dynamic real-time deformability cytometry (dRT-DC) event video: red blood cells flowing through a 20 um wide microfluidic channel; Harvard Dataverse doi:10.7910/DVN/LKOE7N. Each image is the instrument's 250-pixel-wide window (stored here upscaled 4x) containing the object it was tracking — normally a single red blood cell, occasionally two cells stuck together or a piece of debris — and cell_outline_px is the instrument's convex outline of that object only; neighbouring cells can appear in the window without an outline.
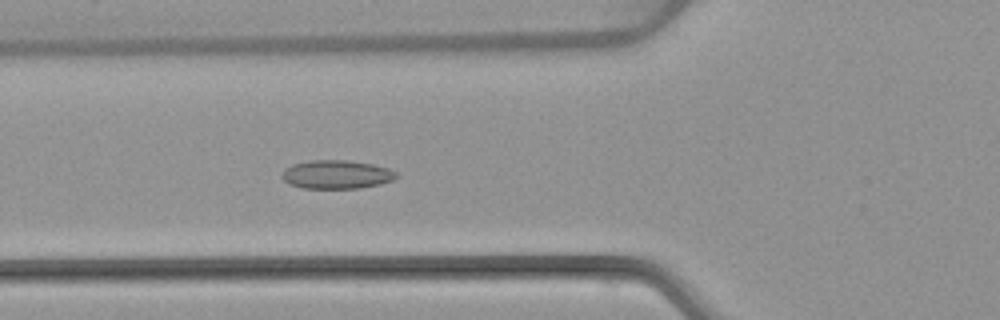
{"species": "common noctule bat (a hibernating species)", "species_latin": "Nyctalus noctula", "temperature_condition": "warm", "stored_images_in_passage": 54, "camera_frame_rate_fps": 3000, "um_per_image_px": 0.085, "animal": {"sex": "female", "body_mass_g": 22.7, "forearm_length_mm": 54.2}, "frame": {"image": 1, "passage_image": 20, "time_ms": 6.333, "image_size_px": [1000, 320], "cell_outline_px": [[396, 176], [392, 180], [380, 184], [360, 188], [304, 188], [292, 184], [284, 180], [280, 176], [284, 168], [292, 164], [308, 160], [348, 160], [372, 164], [388, 168], [396, 172]], "centroid_in_image_um": [28.58, 14.82], "position_along_channel_um": 97.2, "area_um2": 19.02}}
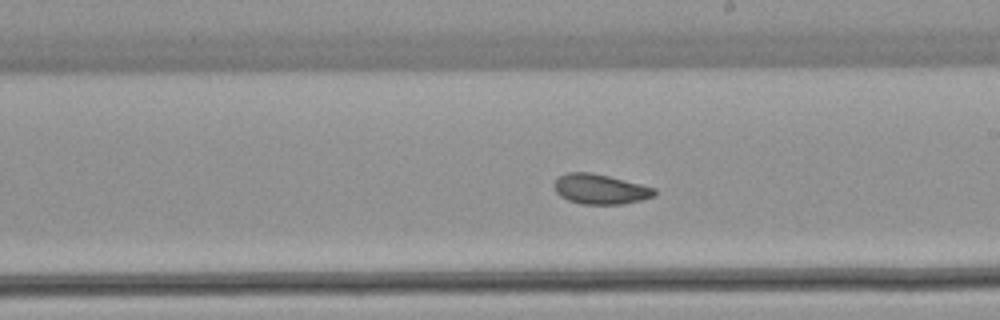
{"frame": {"image": 2, "passage_image": 31, "time_ms": 10.0, "image_size_px": [1000, 320], "cell_outline_px": [[656, 192], [652, 196], [640, 200], [624, 204], [580, 204], [568, 200], [560, 196], [556, 192], [552, 184], [560, 176], [568, 172], [592, 172], [656, 188]], "centroid_in_image_um": [50.98, 16.07], "position_along_channel_um": 238.0, "area_um2": 17.46}}
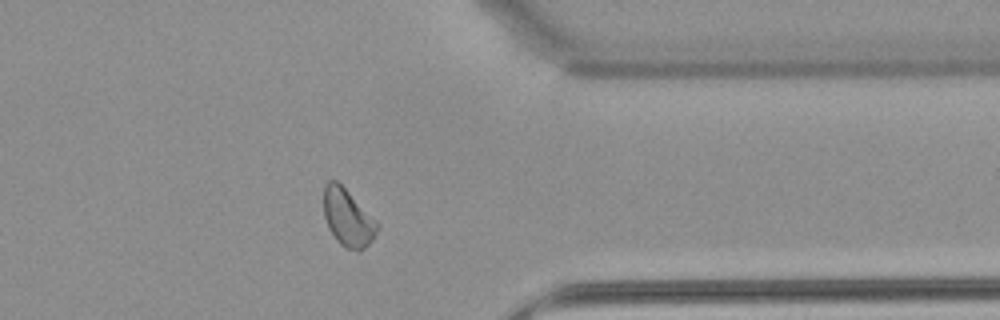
{"frame": {"image": 3, "passage_image": 43, "time_ms": 14.0, "image_size_px": [1000, 320], "cell_outline_px": [[380, 228], [372, 240], [360, 252], [344, 248], [336, 240], [328, 228], [324, 216], [324, 184], [328, 180], [336, 180], [380, 224]], "centroid_in_image_um": [29.56, 18.54], "position_along_channel_um": 381.8, "area_um2": 17.92}, "authors_computed_cell_mechanics": {"area_um2": 18.3804, "velocity_mm_per_s": 3.8399, "shape_relaxation_time_tau1_ms": 4.6817, "shape_relaxation_time_tau2_ms": 3.1068, "deformation_change_tau1": 0.0814, "deformation_change_tau2": 0.0764}}